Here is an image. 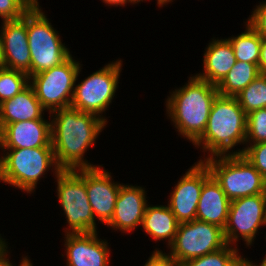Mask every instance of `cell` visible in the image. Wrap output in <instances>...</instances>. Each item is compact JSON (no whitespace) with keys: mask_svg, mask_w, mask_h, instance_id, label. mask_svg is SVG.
Wrapping results in <instances>:
<instances>
[{"mask_svg":"<svg viewBox=\"0 0 266 266\" xmlns=\"http://www.w3.org/2000/svg\"><path fill=\"white\" fill-rule=\"evenodd\" d=\"M49 114L51 145L57 165L62 170L97 167L84 159V153L94 146L107 123L95 114L81 112L71 106Z\"/></svg>","mask_w":266,"mask_h":266,"instance_id":"6da1fadb","label":"cell"},{"mask_svg":"<svg viewBox=\"0 0 266 266\" xmlns=\"http://www.w3.org/2000/svg\"><path fill=\"white\" fill-rule=\"evenodd\" d=\"M43 111L46 110L28 85L13 98L0 103V130L13 122L44 119Z\"/></svg>","mask_w":266,"mask_h":266,"instance_id":"ffe728a7","label":"cell"},{"mask_svg":"<svg viewBox=\"0 0 266 266\" xmlns=\"http://www.w3.org/2000/svg\"><path fill=\"white\" fill-rule=\"evenodd\" d=\"M102 168H86V191L95 220L106 225L113 216L121 184L112 181L111 173Z\"/></svg>","mask_w":266,"mask_h":266,"instance_id":"4fadbf2b","label":"cell"},{"mask_svg":"<svg viewBox=\"0 0 266 266\" xmlns=\"http://www.w3.org/2000/svg\"><path fill=\"white\" fill-rule=\"evenodd\" d=\"M235 97L246 114L266 108V75L260 74Z\"/></svg>","mask_w":266,"mask_h":266,"instance_id":"cb8c5ba5","label":"cell"},{"mask_svg":"<svg viewBox=\"0 0 266 266\" xmlns=\"http://www.w3.org/2000/svg\"><path fill=\"white\" fill-rule=\"evenodd\" d=\"M145 188L141 186L123 185L120 186L115 210L111 220L106 224L113 230H120L123 233L134 231L140 227L144 212L148 205Z\"/></svg>","mask_w":266,"mask_h":266,"instance_id":"e0dca14e","label":"cell"},{"mask_svg":"<svg viewBox=\"0 0 266 266\" xmlns=\"http://www.w3.org/2000/svg\"><path fill=\"white\" fill-rule=\"evenodd\" d=\"M38 0H0V17L2 21L22 18Z\"/></svg>","mask_w":266,"mask_h":266,"instance_id":"f1b7e54d","label":"cell"},{"mask_svg":"<svg viewBox=\"0 0 266 266\" xmlns=\"http://www.w3.org/2000/svg\"><path fill=\"white\" fill-rule=\"evenodd\" d=\"M81 66L71 55L60 65L29 77V85L46 112L70 107Z\"/></svg>","mask_w":266,"mask_h":266,"instance_id":"ba28073f","label":"cell"},{"mask_svg":"<svg viewBox=\"0 0 266 266\" xmlns=\"http://www.w3.org/2000/svg\"><path fill=\"white\" fill-rule=\"evenodd\" d=\"M171 2H173V0H157V4L159 7H161V6L163 7V5H166V4L171 3Z\"/></svg>","mask_w":266,"mask_h":266,"instance_id":"8d00e7d4","label":"cell"},{"mask_svg":"<svg viewBox=\"0 0 266 266\" xmlns=\"http://www.w3.org/2000/svg\"><path fill=\"white\" fill-rule=\"evenodd\" d=\"M108 6H125L127 3L138 4L137 0H102Z\"/></svg>","mask_w":266,"mask_h":266,"instance_id":"836d02e7","label":"cell"},{"mask_svg":"<svg viewBox=\"0 0 266 266\" xmlns=\"http://www.w3.org/2000/svg\"><path fill=\"white\" fill-rule=\"evenodd\" d=\"M236 246L225 247L204 256L180 263V266H240L241 255Z\"/></svg>","mask_w":266,"mask_h":266,"instance_id":"d4e9b609","label":"cell"},{"mask_svg":"<svg viewBox=\"0 0 266 266\" xmlns=\"http://www.w3.org/2000/svg\"><path fill=\"white\" fill-rule=\"evenodd\" d=\"M230 201L266 194V179L243 155L201 159Z\"/></svg>","mask_w":266,"mask_h":266,"instance_id":"8992f818","label":"cell"},{"mask_svg":"<svg viewBox=\"0 0 266 266\" xmlns=\"http://www.w3.org/2000/svg\"><path fill=\"white\" fill-rule=\"evenodd\" d=\"M121 70L122 61L119 59L105 64L102 69L90 74L81 83L75 84L70 106L81 112L95 114L108 123L102 114L112 104Z\"/></svg>","mask_w":266,"mask_h":266,"instance_id":"9c48e42d","label":"cell"},{"mask_svg":"<svg viewBox=\"0 0 266 266\" xmlns=\"http://www.w3.org/2000/svg\"><path fill=\"white\" fill-rule=\"evenodd\" d=\"M247 114L236 97L218 94L214 99L204 133L193 143L208 157L231 155V149L246 142Z\"/></svg>","mask_w":266,"mask_h":266,"instance_id":"3957f363","label":"cell"},{"mask_svg":"<svg viewBox=\"0 0 266 266\" xmlns=\"http://www.w3.org/2000/svg\"><path fill=\"white\" fill-rule=\"evenodd\" d=\"M226 245L224 229L195 219L179 223L175 239L168 248L169 254L182 263L215 252Z\"/></svg>","mask_w":266,"mask_h":266,"instance_id":"30bf717a","label":"cell"},{"mask_svg":"<svg viewBox=\"0 0 266 266\" xmlns=\"http://www.w3.org/2000/svg\"><path fill=\"white\" fill-rule=\"evenodd\" d=\"M261 142H266V108H261L247 114L245 144Z\"/></svg>","mask_w":266,"mask_h":266,"instance_id":"4316f807","label":"cell"},{"mask_svg":"<svg viewBox=\"0 0 266 266\" xmlns=\"http://www.w3.org/2000/svg\"><path fill=\"white\" fill-rule=\"evenodd\" d=\"M64 235L66 266H110L108 242L99 239L97 232Z\"/></svg>","mask_w":266,"mask_h":266,"instance_id":"5bb4252c","label":"cell"},{"mask_svg":"<svg viewBox=\"0 0 266 266\" xmlns=\"http://www.w3.org/2000/svg\"><path fill=\"white\" fill-rule=\"evenodd\" d=\"M260 74L257 64L236 60L235 65L217 85V91L222 96L235 97Z\"/></svg>","mask_w":266,"mask_h":266,"instance_id":"7402d4cb","label":"cell"},{"mask_svg":"<svg viewBox=\"0 0 266 266\" xmlns=\"http://www.w3.org/2000/svg\"><path fill=\"white\" fill-rule=\"evenodd\" d=\"M141 226L156 242L168 240L167 245L170 246L175 239L179 222L168 205H147Z\"/></svg>","mask_w":266,"mask_h":266,"instance_id":"44dd1931","label":"cell"},{"mask_svg":"<svg viewBox=\"0 0 266 266\" xmlns=\"http://www.w3.org/2000/svg\"><path fill=\"white\" fill-rule=\"evenodd\" d=\"M144 266H180V263L169 253H163L162 250H158L157 248L153 251L149 259H147Z\"/></svg>","mask_w":266,"mask_h":266,"instance_id":"4dcf8cb0","label":"cell"},{"mask_svg":"<svg viewBox=\"0 0 266 266\" xmlns=\"http://www.w3.org/2000/svg\"><path fill=\"white\" fill-rule=\"evenodd\" d=\"M51 121L34 119L13 122L0 130L1 149L52 147Z\"/></svg>","mask_w":266,"mask_h":266,"instance_id":"9a60e30c","label":"cell"},{"mask_svg":"<svg viewBox=\"0 0 266 266\" xmlns=\"http://www.w3.org/2000/svg\"><path fill=\"white\" fill-rule=\"evenodd\" d=\"M231 201L219 183L210 175L203 183L197 205L196 219L224 229L228 219Z\"/></svg>","mask_w":266,"mask_h":266,"instance_id":"ac0fdd59","label":"cell"},{"mask_svg":"<svg viewBox=\"0 0 266 266\" xmlns=\"http://www.w3.org/2000/svg\"><path fill=\"white\" fill-rule=\"evenodd\" d=\"M4 67L27 73L31 77V54L28 43L26 14L1 25Z\"/></svg>","mask_w":266,"mask_h":266,"instance_id":"2e32d148","label":"cell"},{"mask_svg":"<svg viewBox=\"0 0 266 266\" xmlns=\"http://www.w3.org/2000/svg\"><path fill=\"white\" fill-rule=\"evenodd\" d=\"M203 56L204 72L196 76L216 86L236 63V57L228 39L213 38Z\"/></svg>","mask_w":266,"mask_h":266,"instance_id":"d6986e66","label":"cell"},{"mask_svg":"<svg viewBox=\"0 0 266 266\" xmlns=\"http://www.w3.org/2000/svg\"><path fill=\"white\" fill-rule=\"evenodd\" d=\"M247 23L262 37L266 38V2L260 4L252 11Z\"/></svg>","mask_w":266,"mask_h":266,"instance_id":"f546056e","label":"cell"},{"mask_svg":"<svg viewBox=\"0 0 266 266\" xmlns=\"http://www.w3.org/2000/svg\"><path fill=\"white\" fill-rule=\"evenodd\" d=\"M2 150L4 155L0 157V182L29 194L35 191L46 171L51 169L55 171L54 174H58L62 170L57 165L53 147Z\"/></svg>","mask_w":266,"mask_h":266,"instance_id":"277c9868","label":"cell"},{"mask_svg":"<svg viewBox=\"0 0 266 266\" xmlns=\"http://www.w3.org/2000/svg\"><path fill=\"white\" fill-rule=\"evenodd\" d=\"M37 3L26 13L28 45L31 54V76L60 65L70 56L59 33Z\"/></svg>","mask_w":266,"mask_h":266,"instance_id":"5b68a950","label":"cell"},{"mask_svg":"<svg viewBox=\"0 0 266 266\" xmlns=\"http://www.w3.org/2000/svg\"><path fill=\"white\" fill-rule=\"evenodd\" d=\"M244 32L227 38L233 48L237 61L257 64L260 58L262 37L246 22Z\"/></svg>","mask_w":266,"mask_h":266,"instance_id":"603a6c76","label":"cell"},{"mask_svg":"<svg viewBox=\"0 0 266 266\" xmlns=\"http://www.w3.org/2000/svg\"><path fill=\"white\" fill-rule=\"evenodd\" d=\"M240 266H266V258H264L261 264L257 265L252 261L248 260V258L241 257Z\"/></svg>","mask_w":266,"mask_h":266,"instance_id":"e575fe53","label":"cell"},{"mask_svg":"<svg viewBox=\"0 0 266 266\" xmlns=\"http://www.w3.org/2000/svg\"><path fill=\"white\" fill-rule=\"evenodd\" d=\"M218 94L216 85L193 75L186 85L167 96V116L179 135L193 144L204 133L212 103Z\"/></svg>","mask_w":266,"mask_h":266,"instance_id":"7a4b0ae2","label":"cell"},{"mask_svg":"<svg viewBox=\"0 0 266 266\" xmlns=\"http://www.w3.org/2000/svg\"><path fill=\"white\" fill-rule=\"evenodd\" d=\"M55 177L57 196L69 227L65 233L97 232L86 191V168L61 170Z\"/></svg>","mask_w":266,"mask_h":266,"instance_id":"52a82bcc","label":"cell"},{"mask_svg":"<svg viewBox=\"0 0 266 266\" xmlns=\"http://www.w3.org/2000/svg\"><path fill=\"white\" fill-rule=\"evenodd\" d=\"M245 145L244 149L231 151V155H243L266 179V142Z\"/></svg>","mask_w":266,"mask_h":266,"instance_id":"83f0119b","label":"cell"},{"mask_svg":"<svg viewBox=\"0 0 266 266\" xmlns=\"http://www.w3.org/2000/svg\"><path fill=\"white\" fill-rule=\"evenodd\" d=\"M29 85V76L22 71L0 68V103L13 98Z\"/></svg>","mask_w":266,"mask_h":266,"instance_id":"484cf974","label":"cell"},{"mask_svg":"<svg viewBox=\"0 0 266 266\" xmlns=\"http://www.w3.org/2000/svg\"><path fill=\"white\" fill-rule=\"evenodd\" d=\"M2 67H4V56H3L2 34L0 31V68Z\"/></svg>","mask_w":266,"mask_h":266,"instance_id":"d590c367","label":"cell"},{"mask_svg":"<svg viewBox=\"0 0 266 266\" xmlns=\"http://www.w3.org/2000/svg\"><path fill=\"white\" fill-rule=\"evenodd\" d=\"M211 175L203 161L194 163L178 180L170 193L168 207L179 223L196 219L197 205L204 181Z\"/></svg>","mask_w":266,"mask_h":266,"instance_id":"7c38bea8","label":"cell"},{"mask_svg":"<svg viewBox=\"0 0 266 266\" xmlns=\"http://www.w3.org/2000/svg\"><path fill=\"white\" fill-rule=\"evenodd\" d=\"M263 225H266V194L235 199L230 203L224 228L225 240L227 244L238 247L236 241L242 238L250 247Z\"/></svg>","mask_w":266,"mask_h":266,"instance_id":"8fae6325","label":"cell"},{"mask_svg":"<svg viewBox=\"0 0 266 266\" xmlns=\"http://www.w3.org/2000/svg\"><path fill=\"white\" fill-rule=\"evenodd\" d=\"M6 239L0 238V266H13L14 264L9 261V251L8 249V242H5ZM8 253V254H7ZM23 259L20 260L19 266H33V263H31V259L28 258V256L22 257Z\"/></svg>","mask_w":266,"mask_h":266,"instance_id":"1f68e13d","label":"cell"},{"mask_svg":"<svg viewBox=\"0 0 266 266\" xmlns=\"http://www.w3.org/2000/svg\"><path fill=\"white\" fill-rule=\"evenodd\" d=\"M258 67L260 73L266 75V38H262Z\"/></svg>","mask_w":266,"mask_h":266,"instance_id":"d6a6232c","label":"cell"}]
</instances>
